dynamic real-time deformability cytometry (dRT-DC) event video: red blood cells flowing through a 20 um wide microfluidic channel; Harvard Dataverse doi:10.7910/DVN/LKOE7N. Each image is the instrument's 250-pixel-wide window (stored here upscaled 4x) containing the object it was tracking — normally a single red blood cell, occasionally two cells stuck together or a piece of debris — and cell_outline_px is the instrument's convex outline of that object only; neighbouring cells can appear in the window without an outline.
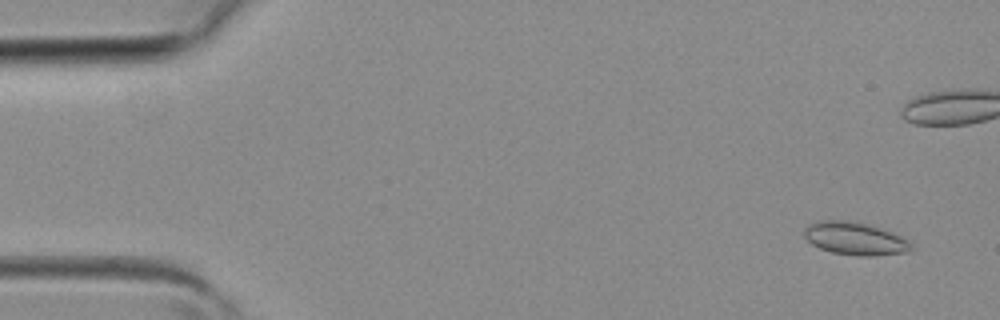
{"species": "common noctule bat (a hibernating species)", "species_latin": "Nyctalus noctula", "temperature_condition": "room temperature", "stored_images_in_passage": 6, "camera_frame_rate_fps": 3000, "um_per_image_px": 0.085, "animal": {"sex": "female", "body_mass_g": 19.3, "forearm_length_mm": 54.1}, "frame": {"image": 1, "passage_image": 1, "time_ms": 0.0, "image_size_px": [1000, 320], "cell_outline_px": [[916, 248], [908, 252], [872, 256], [856, 256], [832, 252], [820, 248], [812, 244], [804, 236], [804, 228], [808, 224], [820, 220], [844, 220], [864, 224], [880, 228], [892, 232], [908, 240]], "centroid_in_image_um": [72.69, 20.29], "position_along_channel_um": 12.3, "area_um2": 20.46}}
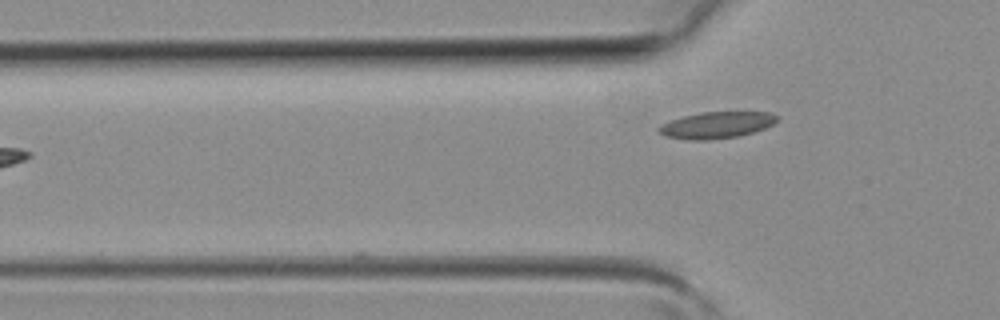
{"frame": {"image": 2, "passage_image": 6, "time_ms": 1.667, "image_size_px": [1000, 320], "cell_outline_px": [[780, 116], [772, 124], [764, 128], [740, 136], [708, 140], [688, 140], [664, 136], [656, 128], [660, 124], [668, 120], [700, 112], [772, 112]], "centroid_in_image_um": [60.87, 10.63], "position_along_channel_um": 64.9, "area_um2": 18.44}}